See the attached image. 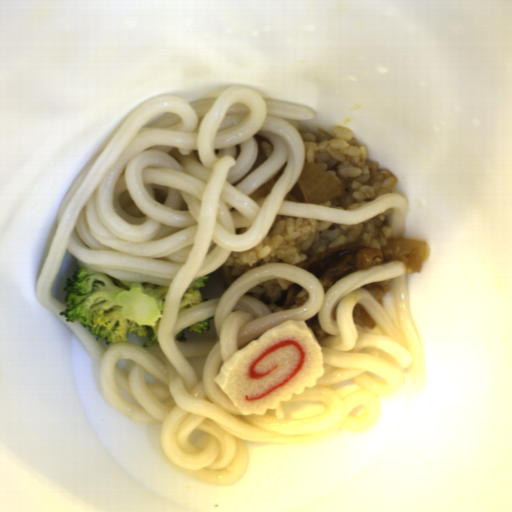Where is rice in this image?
Segmentation results:
<instances>
[{
    "instance_id": "rice-5",
    "label": "rice",
    "mask_w": 512,
    "mask_h": 512,
    "mask_svg": "<svg viewBox=\"0 0 512 512\" xmlns=\"http://www.w3.org/2000/svg\"><path fill=\"white\" fill-rule=\"evenodd\" d=\"M286 160L281 165V167L278 169V171L269 178L262 186H260L258 189L253 191L248 196L251 197L253 200H262L265 197L269 196L273 188L275 187L276 183L278 182L279 178L283 174L285 170Z\"/></svg>"
},
{
    "instance_id": "rice-2",
    "label": "rice",
    "mask_w": 512,
    "mask_h": 512,
    "mask_svg": "<svg viewBox=\"0 0 512 512\" xmlns=\"http://www.w3.org/2000/svg\"><path fill=\"white\" fill-rule=\"evenodd\" d=\"M299 135L303 162L318 165L343 193L315 205L339 212L356 211L382 195H393L398 178L393 172L378 170V163L369 159L364 145H359L347 128Z\"/></svg>"
},
{
    "instance_id": "rice-3",
    "label": "rice",
    "mask_w": 512,
    "mask_h": 512,
    "mask_svg": "<svg viewBox=\"0 0 512 512\" xmlns=\"http://www.w3.org/2000/svg\"><path fill=\"white\" fill-rule=\"evenodd\" d=\"M292 284L291 281L268 278L255 284L244 294L264 305L268 301L278 300L280 295Z\"/></svg>"
},
{
    "instance_id": "rice-6",
    "label": "rice",
    "mask_w": 512,
    "mask_h": 512,
    "mask_svg": "<svg viewBox=\"0 0 512 512\" xmlns=\"http://www.w3.org/2000/svg\"><path fill=\"white\" fill-rule=\"evenodd\" d=\"M289 201H297V202H305V197L302 192L301 186L299 184V181L297 179L296 183L293 185V187L286 193V195L283 197Z\"/></svg>"
},
{
    "instance_id": "rice-1",
    "label": "rice",
    "mask_w": 512,
    "mask_h": 512,
    "mask_svg": "<svg viewBox=\"0 0 512 512\" xmlns=\"http://www.w3.org/2000/svg\"><path fill=\"white\" fill-rule=\"evenodd\" d=\"M394 215L390 208L362 224H344L277 214L266 239L250 249L232 252L219 268L224 287L227 290L247 269L266 264L295 266L325 249L349 243L382 250L388 241H395Z\"/></svg>"
},
{
    "instance_id": "rice-4",
    "label": "rice",
    "mask_w": 512,
    "mask_h": 512,
    "mask_svg": "<svg viewBox=\"0 0 512 512\" xmlns=\"http://www.w3.org/2000/svg\"><path fill=\"white\" fill-rule=\"evenodd\" d=\"M254 141H255V144H256V149H257V154H256V158H255V162L254 164L251 166V168L239 179L237 180L234 184H232L231 186H237L242 180H244L251 172H253L254 170H256L258 167H260L261 165H263L266 160L271 156V154L273 153V146L271 144V142L267 141L266 139L262 138V137H259V136H252Z\"/></svg>"
}]
</instances>
